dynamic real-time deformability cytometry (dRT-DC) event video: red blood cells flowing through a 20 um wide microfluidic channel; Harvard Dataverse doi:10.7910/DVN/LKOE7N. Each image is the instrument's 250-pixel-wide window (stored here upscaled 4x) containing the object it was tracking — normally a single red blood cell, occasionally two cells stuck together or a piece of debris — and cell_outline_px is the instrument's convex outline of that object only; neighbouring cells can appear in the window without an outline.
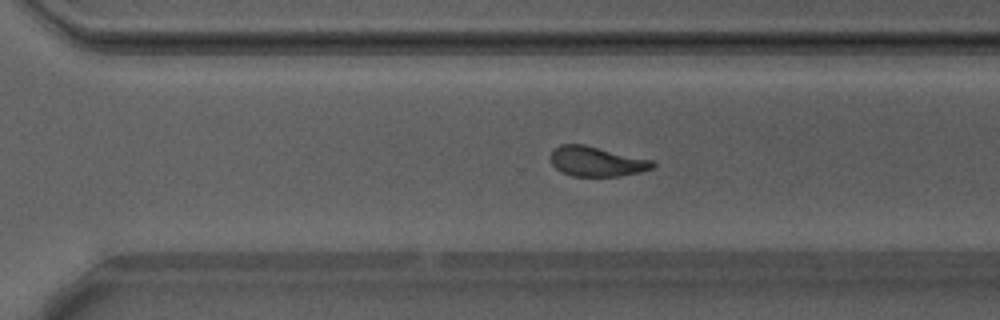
{"species": "Egyptian fruit bat (a non-hibernating species)", "species_latin": "Rousettus aegyptiacus", "temperature_condition": "warm", "stored_images_in_passage": 52, "camera_frame_rate_fps": 3000, "um_per_image_px": 0.085, "animal": {"sex": "male"}, "frame": {"image": 1, "passage_image": 36, "time_ms": 11.667, "image_size_px": [1000, 320], "cell_outline_px": [[656, 164], [652, 168], [640, 172], [620, 176], [572, 176], [560, 172], [552, 164], [548, 156], [552, 148], [560, 144], [584, 144], [652, 160]], "centroid_in_image_um": [50.64, 13.71], "position_along_channel_um": 320.0, "area_um2": 17.98}}
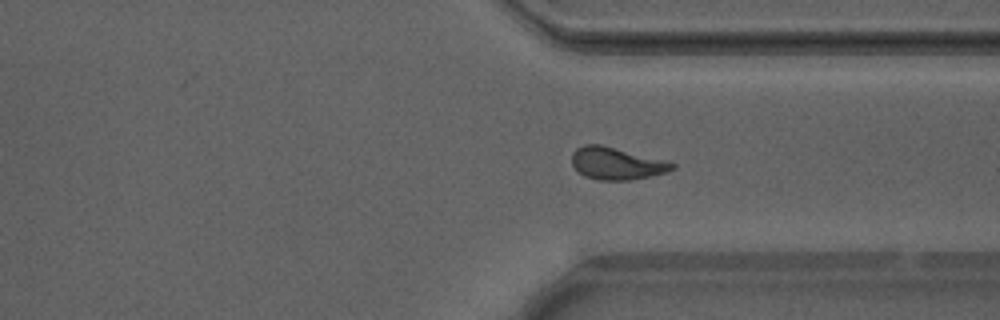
{"frame": {"image": 2, "passage_image": 39, "time_ms": 12.667, "image_size_px": [1000, 320], "cell_outline_px": [[676, 168], [668, 172], [632, 180], [596, 180], [584, 176], [572, 164], [572, 152], [576, 148], [584, 144], [600, 144], [676, 164]], "centroid_in_image_um": [52.37, 13.91], "position_along_channel_um": 359.0, "area_um2": 18.61}}
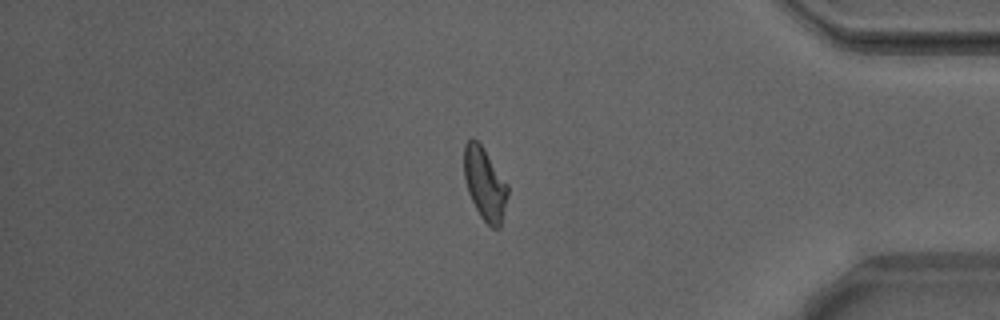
{"frame": {"image": 3, "passage_image": 44, "time_ms": 14.333, "image_size_px": [1000, 320], "cell_outline_px": [[508, 196], [500, 228], [492, 228], [480, 216], [468, 192], [464, 176], [464, 144], [472, 136], [484, 148], [508, 184]], "centroid_in_image_um": [41.21, 15.61], "position_along_channel_um": 394.0, "area_um2": 18.5}, "authors_computed_cell_mechanics": {"area_um2": 18.5538, "velocity_mm_per_s": 3.8679, "shape_relaxation_time_tau1_ms": null, "shape_relaxation_time_tau2_ms": 2.109, "deformation_change_tau1": null, "deformation_change_tau2": 0.09}}